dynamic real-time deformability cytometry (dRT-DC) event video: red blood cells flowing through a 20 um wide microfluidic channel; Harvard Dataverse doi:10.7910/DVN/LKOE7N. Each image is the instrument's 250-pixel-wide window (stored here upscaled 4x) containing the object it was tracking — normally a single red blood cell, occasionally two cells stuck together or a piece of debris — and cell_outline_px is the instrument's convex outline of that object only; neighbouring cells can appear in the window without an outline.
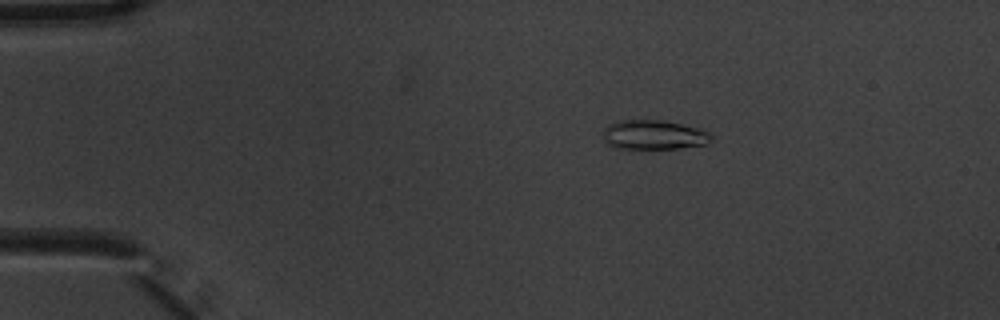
{"species": "common noctule bat (a hibernating species)", "species_latin": "Nyctalus noctula", "temperature_condition": "warm", "stored_images_in_passage": 5, "camera_frame_rate_fps": 3000, "um_per_image_px": 0.085, "animal": {"sex": "male", "body_mass_g": 20.1, "forearm_length_mm": 53.5}, "frame": {"image": 1, "passage_image": 3, "time_ms": 0.667, "image_size_px": [1000, 320], "cell_outline_px": [[712, 140], [708, 144], [680, 148], [616, 148], [608, 144], [604, 140], [604, 128], [608, 124], [620, 120], [660, 120], [680, 124], [696, 128], [708, 132], [712, 136]], "centroid_in_image_um": [55.56, 11.46], "position_along_channel_um": 29.4, "area_um2": 18.38}}